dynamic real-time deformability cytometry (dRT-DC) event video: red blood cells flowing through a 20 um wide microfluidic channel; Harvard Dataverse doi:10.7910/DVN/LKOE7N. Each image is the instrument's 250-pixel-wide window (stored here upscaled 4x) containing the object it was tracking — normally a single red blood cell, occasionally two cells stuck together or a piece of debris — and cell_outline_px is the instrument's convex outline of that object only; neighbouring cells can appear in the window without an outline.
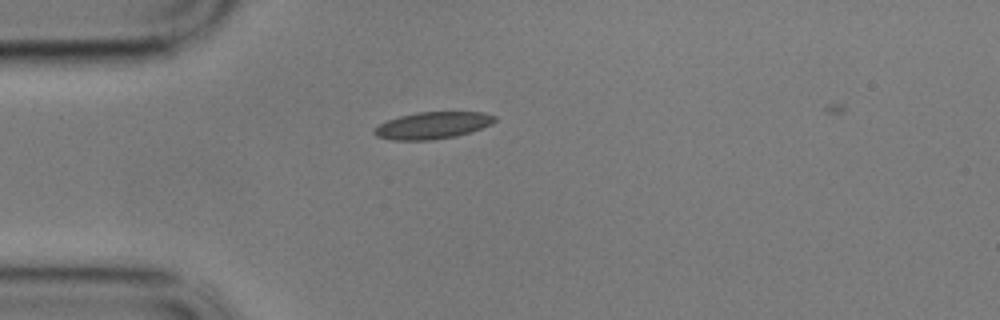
{"species": "common noctule bat (a hibernating species)", "species_latin": "Nyctalus noctula", "temperature_condition": "cold", "stored_images_in_passage": 48, "camera_frame_rate_fps": 3000, "um_per_image_px": 0.085, "animal": {"sex": "male", "body_mass_g": 17.9}, "frame": {"image": 1, "passage_image": 6, "time_ms": 1.667, "image_size_px": [1000, 320], "cell_outline_px": [[496, 120], [492, 124], [456, 136], [432, 140], [392, 140], [376, 136], [372, 132], [380, 124], [388, 120], [400, 116], [416, 112], [484, 112], [496, 116]], "centroid_in_image_um": [36.77, 10.65], "position_along_channel_um": 48.2, "area_um2": 18.79}}
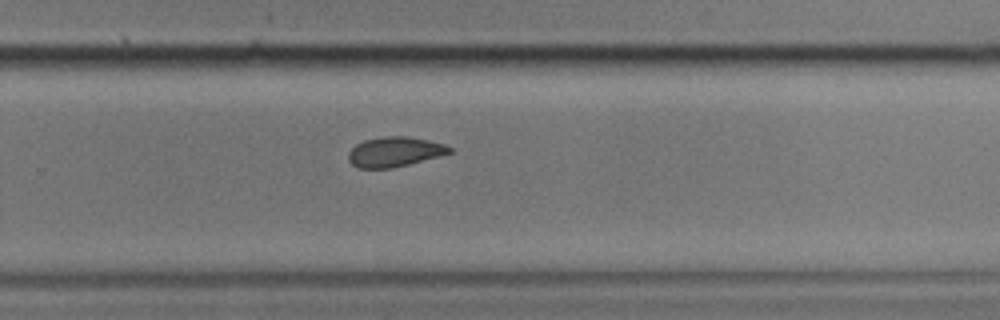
{"frame": {"image": 2, "passage_image": 29, "time_ms": 9.333, "image_size_px": [1000, 320], "cell_outline_px": [[452, 152], [440, 156], [392, 168], [356, 168], [348, 160], [348, 152], [356, 144], [364, 140], [384, 136], [404, 136], [428, 140], [444, 144], [452, 148]], "centroid_in_image_um": [33.52, 12.91], "position_along_channel_um": 296.3, "area_um2": 17.57}}
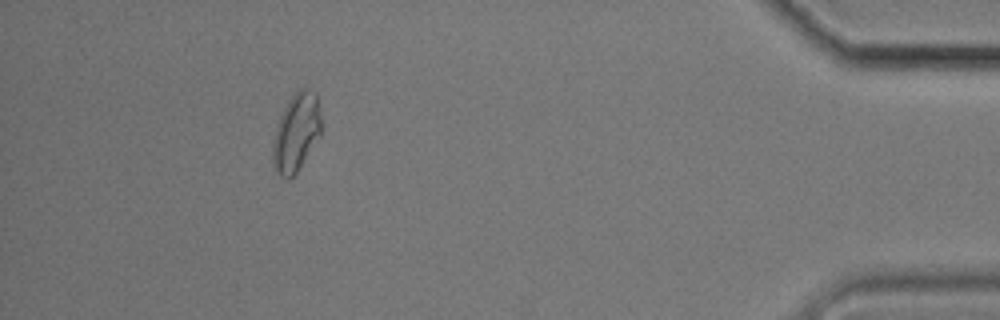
{"frame": {"image": 3, "passage_image": 44, "time_ms": 14.333, "image_size_px": [1000, 320], "cell_outline_px": [[320, 136], [296, 172], [288, 180], [280, 176], [272, 168], [272, 140], [280, 116], [288, 100], [296, 88], [308, 88], [316, 92], [320, 116]], "centroid_in_image_um": [25.15, 11.25], "position_along_channel_um": 410.1, "area_um2": 22.2}}